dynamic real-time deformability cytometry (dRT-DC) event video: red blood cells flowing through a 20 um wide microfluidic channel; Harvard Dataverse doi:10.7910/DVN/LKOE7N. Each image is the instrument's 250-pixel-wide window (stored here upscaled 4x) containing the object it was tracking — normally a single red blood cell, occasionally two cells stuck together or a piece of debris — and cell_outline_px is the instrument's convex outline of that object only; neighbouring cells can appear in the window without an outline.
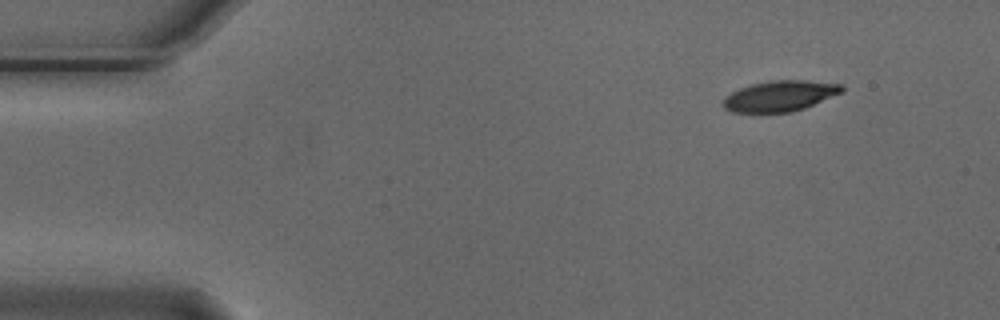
{"species": "Egyptian fruit bat (a non-hibernating species)", "species_latin": "Rousettus aegyptiacus", "temperature_condition": "cold", "stored_images_in_passage": 3, "camera_frame_rate_fps": 3000, "um_per_image_px": 0.085, "animal": {"sex": "male"}, "frame": {"image": 1, "passage_image": 1, "time_ms": 0.0, "image_size_px": [1000, 320], "cell_outline_px": [[844, 92], [804, 108], [792, 112], [732, 112], [724, 108], [720, 104], [724, 96], [740, 88], [752, 84], [768, 80], [804, 80], [840, 84], [844, 88]], "centroid_in_image_um": [66.26, 8.16], "position_along_channel_um": 18.7, "area_um2": 21.33}}